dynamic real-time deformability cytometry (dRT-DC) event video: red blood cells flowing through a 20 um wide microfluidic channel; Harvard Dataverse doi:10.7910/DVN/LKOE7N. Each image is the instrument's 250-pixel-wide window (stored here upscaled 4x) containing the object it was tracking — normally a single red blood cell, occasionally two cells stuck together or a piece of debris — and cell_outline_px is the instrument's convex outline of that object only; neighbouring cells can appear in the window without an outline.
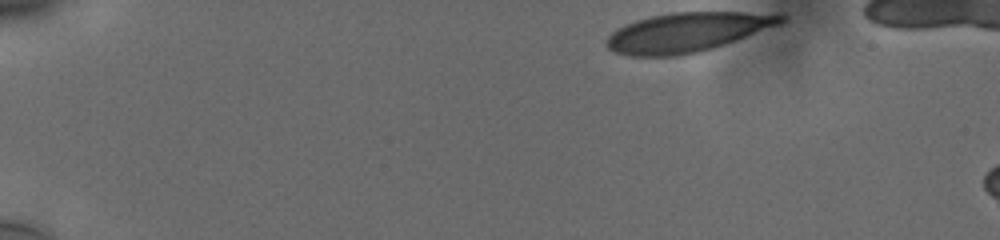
{"species": "human", "species_latin": "Homo sapiens", "temperature_condition": "cold", "stored_images_in_passage": 9, "camera_frame_rate_fps": 3000, "um_per_image_px": 0.085, "donor": {"sex": "male"}, "frame": {"image": 1, "passage_image": 1, "time_ms": 0.0, "image_size_px": [1000, 240], "cell_outline_px": [[784, 20], [780, 24], [712, 48], [696, 52], [668, 56], [632, 56], [616, 52], [608, 48], [608, 36], [612, 32], [624, 24], [636, 20], [668, 12], [744, 12], [784, 16]], "centroid_in_image_um": [58.34, 2.73], "position_along_channel_um": 26.7, "area_um2": 39.07}}